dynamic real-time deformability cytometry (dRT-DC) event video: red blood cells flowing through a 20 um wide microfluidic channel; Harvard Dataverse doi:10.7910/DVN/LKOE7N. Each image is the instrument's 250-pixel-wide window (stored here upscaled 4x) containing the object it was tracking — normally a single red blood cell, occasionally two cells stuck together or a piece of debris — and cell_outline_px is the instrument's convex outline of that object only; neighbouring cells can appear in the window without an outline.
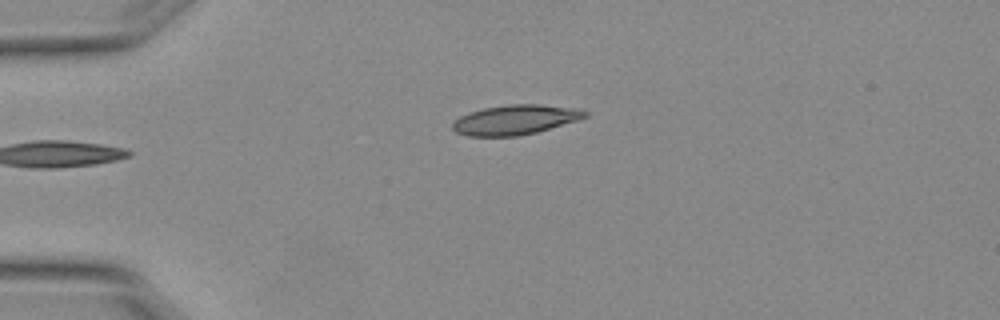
{"species": "Egyptian fruit bat (a non-hibernating species)", "species_latin": "Rousettus aegyptiacus", "temperature_condition": "warm", "stored_images_in_passage": 2, "camera_frame_rate_fps": 3000, "um_per_image_px": 0.085, "animal": {"sex": "female"}, "frame": {"image": 1, "passage_image": 1, "time_ms": 0.0, "image_size_px": [1000, 320], "cell_outline_px": [[588, 116], [576, 120], [536, 132], [516, 136], [468, 136], [456, 132], [452, 128], [452, 124], [460, 116], [468, 112], [484, 108], [508, 104], [540, 104], [580, 108], [588, 112]], "centroid_in_image_um": [43.79, 10.17], "position_along_channel_um": 41.2, "area_um2": 22.89}}